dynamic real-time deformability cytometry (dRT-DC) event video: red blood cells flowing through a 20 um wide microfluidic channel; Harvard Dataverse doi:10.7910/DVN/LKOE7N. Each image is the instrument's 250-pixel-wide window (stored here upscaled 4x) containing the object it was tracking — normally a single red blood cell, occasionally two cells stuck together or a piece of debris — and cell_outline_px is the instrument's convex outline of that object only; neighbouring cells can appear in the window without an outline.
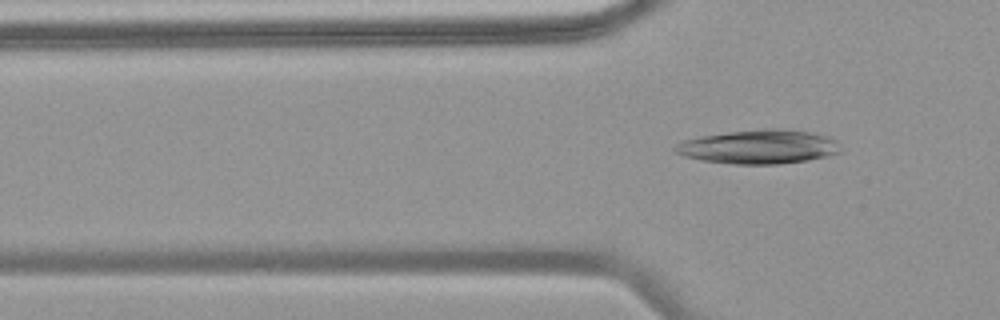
{"species": "common noctule bat (a hibernating species)", "species_latin": "Nyctalus noctula", "temperature_condition": "warm", "stored_images_in_passage": 6, "camera_frame_rate_fps": 3000, "um_per_image_px": 0.085, "animal": {"sex": "female", "body_mass_g": 18.4}, "frame": {"image": 1, "passage_image": 6, "time_ms": 1.667, "image_size_px": [1000, 320], "cell_outline_px": [[840, 152], [824, 156], [804, 160], [780, 164], [732, 164], [700, 160], [684, 156], [672, 152], [672, 148], [676, 144], [684, 140], [700, 136], [728, 132], [764, 128], [776, 128], [808, 132], [824, 136], [836, 140]], "centroid_in_image_um": [64.4, 12.48], "position_along_channel_um": 61.4, "area_um2": 32.54}}